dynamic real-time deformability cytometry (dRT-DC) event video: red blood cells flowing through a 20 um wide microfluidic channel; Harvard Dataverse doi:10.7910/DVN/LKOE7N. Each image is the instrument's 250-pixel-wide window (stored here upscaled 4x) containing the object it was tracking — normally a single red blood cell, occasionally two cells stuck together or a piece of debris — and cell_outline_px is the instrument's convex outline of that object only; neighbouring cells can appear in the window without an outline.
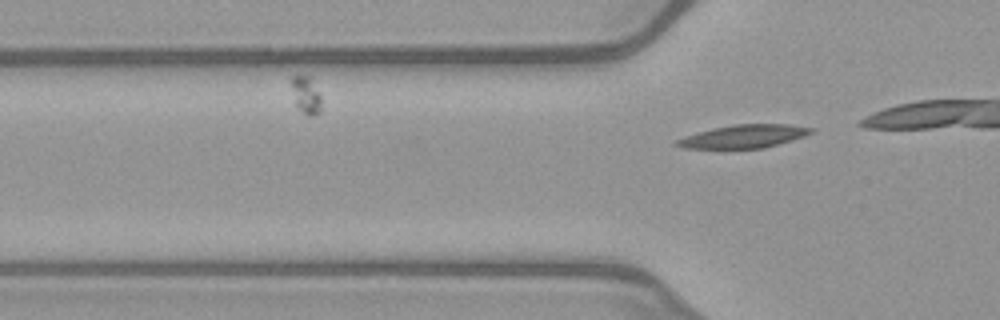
{"species": "common noctule bat (a hibernating species)", "species_latin": "Nyctalus noctula", "temperature_condition": "warm", "stored_images_in_passage": 8, "camera_frame_rate_fps": 3000, "um_per_image_px": 0.085, "animal": {"sex": "female", "body_mass_g": 21.9}, "frame": {"image": 1, "passage_image": 8, "time_ms": 2.333, "image_size_px": [1000, 320], "cell_outline_px": [[812, 132], [804, 136], [764, 148], [724, 152], [684, 148], [672, 144], [676, 140], [684, 136], [712, 128], [732, 124], [788, 124], [812, 128]], "centroid_in_image_um": [63.06, 11.65], "position_along_channel_um": 62.7, "area_um2": 19.13}}